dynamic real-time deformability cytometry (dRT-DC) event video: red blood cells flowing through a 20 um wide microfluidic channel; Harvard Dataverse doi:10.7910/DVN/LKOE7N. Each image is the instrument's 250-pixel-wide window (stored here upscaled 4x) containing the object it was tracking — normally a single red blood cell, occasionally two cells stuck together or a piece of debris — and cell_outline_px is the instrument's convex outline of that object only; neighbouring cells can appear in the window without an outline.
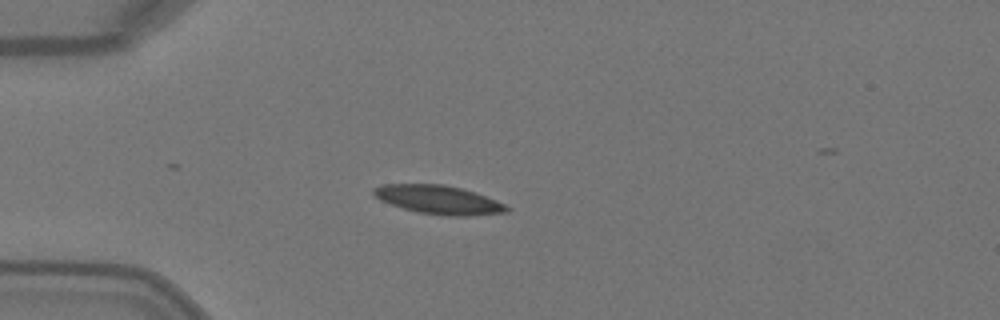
{"species": "Egyptian fruit bat (a non-hibernating species)", "species_latin": "Rousettus aegyptiacus", "temperature_condition": "warm", "stored_images_in_passage": 4, "camera_frame_rate_fps": 3000, "um_per_image_px": 0.085, "animal": {"sex": "female"}, "frame": {"image": 1, "passage_image": 4, "time_ms": 1.0, "image_size_px": [1000, 320], "cell_outline_px": [[512, 208], [508, 212], [468, 216], [448, 216], [416, 212], [380, 200], [372, 196], [372, 188], [380, 184], [444, 184], [476, 192], [496, 200]], "centroid_in_image_um": [37.27, 16.97], "position_along_channel_um": 47.7, "area_um2": 22.43}}